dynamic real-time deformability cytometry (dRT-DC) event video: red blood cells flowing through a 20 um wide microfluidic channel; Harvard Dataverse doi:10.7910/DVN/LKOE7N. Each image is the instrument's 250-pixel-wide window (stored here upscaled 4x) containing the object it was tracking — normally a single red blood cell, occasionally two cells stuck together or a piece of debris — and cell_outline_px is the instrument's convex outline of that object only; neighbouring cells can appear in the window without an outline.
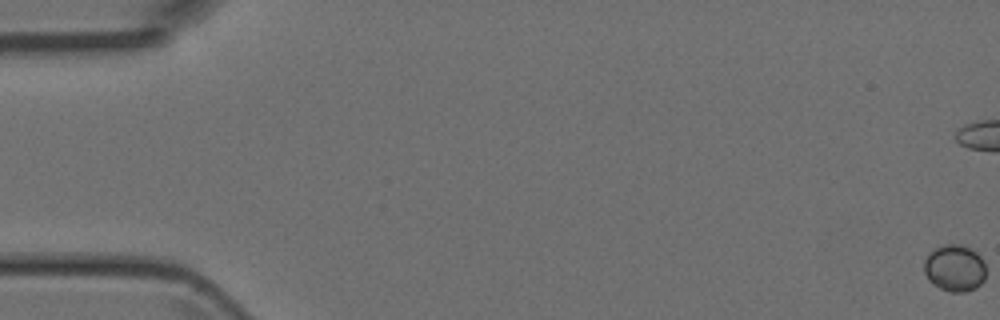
{"species": "Egyptian fruit bat (a non-hibernating species)", "species_latin": "Rousettus aegyptiacus", "temperature_condition": "room temperature", "stored_images_in_passage": 52, "camera_frame_rate_fps": 3000, "um_per_image_px": 0.085, "animal": {"sex": "female"}, "frame": {"image": 1, "passage_image": 1, "time_ms": 0.0, "image_size_px": [1000, 320], "cell_outline_px": [[984, 280], [976, 288], [964, 292], [948, 292], [940, 288], [928, 280], [924, 272], [924, 260], [928, 252], [932, 248], [940, 244], [960, 244], [976, 252], [984, 260]], "centroid_in_image_um": [81.11, 22.77], "position_along_channel_um": 3.9, "area_um2": 17.11}}
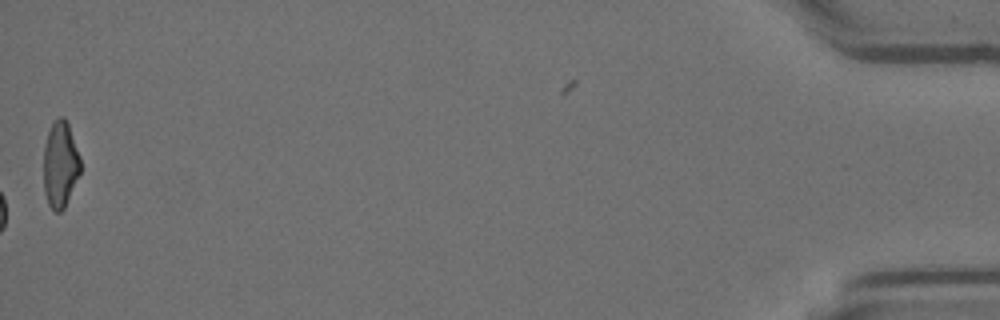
{"frame": {"image": 2, "passage_image": 52, "time_ms": 17.0, "image_size_px": [1000, 320], "cell_outline_px": [[80, 172], [64, 208], [60, 212], [56, 212], [48, 204], [44, 192], [44, 144], [52, 120], [56, 116], [64, 116], [68, 124], [80, 156]], "centroid_in_image_um": [5.11, 13.93], "position_along_channel_um": 430.1, "area_um2": 18.55}}